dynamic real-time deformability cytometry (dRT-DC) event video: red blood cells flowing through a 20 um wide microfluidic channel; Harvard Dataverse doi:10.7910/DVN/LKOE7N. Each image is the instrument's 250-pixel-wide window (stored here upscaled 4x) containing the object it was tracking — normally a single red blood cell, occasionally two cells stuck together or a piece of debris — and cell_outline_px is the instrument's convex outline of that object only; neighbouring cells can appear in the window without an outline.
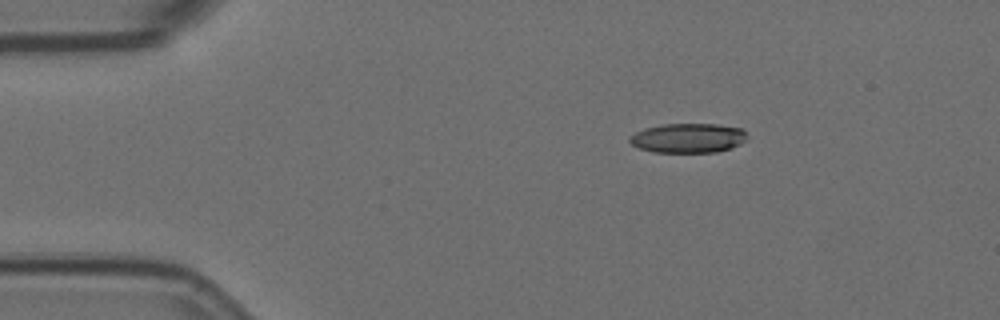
{"species": "Egyptian fruit bat (a non-hibernating species)", "species_latin": "Rousettus aegyptiacus", "temperature_condition": "room temperature", "stored_images_in_passage": 48, "camera_frame_rate_fps": 3000, "um_per_image_px": 0.085, "animal": {"sex": "female"}, "frame": {"image": 1, "passage_image": 1, "time_ms": 0.0, "image_size_px": [1000, 320], "cell_outline_px": [[748, 136], [740, 144], [732, 148], [716, 152], [652, 152], [640, 148], [632, 144], [628, 140], [628, 136], [644, 128], [664, 124], [716, 124], [744, 128]], "centroid_in_image_um": [58.5, 11.73], "position_along_channel_um": 26.5, "area_um2": 20.35}}
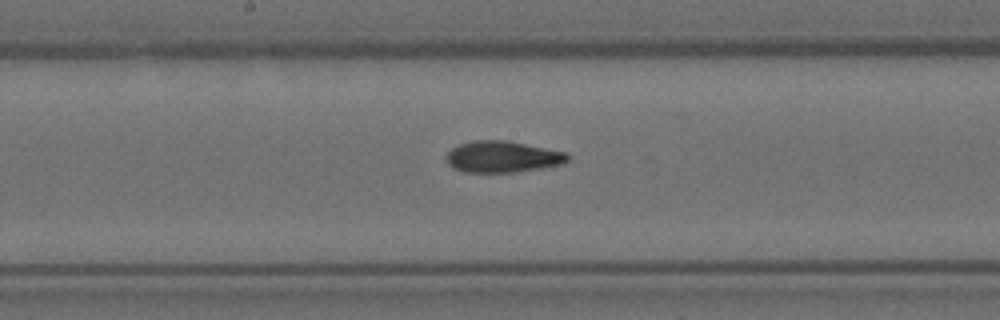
{"frame": {"image": 2, "passage_image": 21, "time_ms": 6.667, "image_size_px": [1000, 320], "cell_outline_px": [[568, 160], [564, 164], [516, 172], [464, 172], [452, 168], [448, 164], [444, 156], [452, 148], [460, 144], [472, 140], [504, 140], [564, 152], [568, 156]], "centroid_in_image_um": [42.65, 13.33], "position_along_channel_um": 205.6, "area_um2": 22.08}}
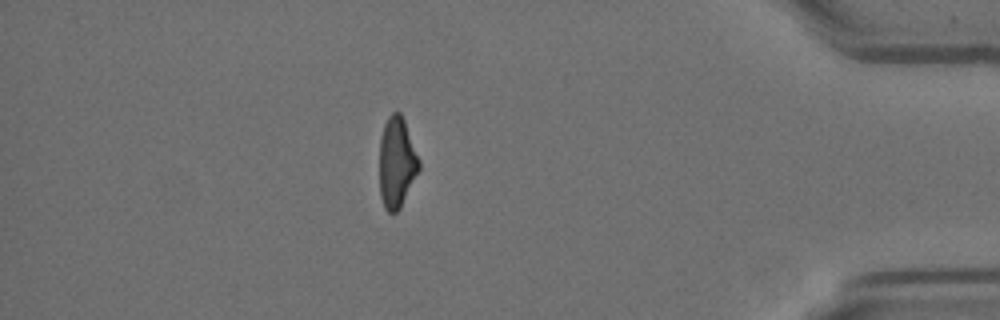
{"frame": {"image": 3, "passage_image": 41, "time_ms": 13.333, "image_size_px": [1000, 320], "cell_outline_px": [[420, 168], [400, 208], [396, 212], [388, 212], [384, 208], [380, 196], [380, 136], [384, 124], [388, 116], [392, 112], [400, 112], [404, 120], [420, 160]], "centroid_in_image_um": [33.71, 13.8], "position_along_channel_um": 401.5, "area_um2": 20.87}, "authors_computed_cell_mechanics": {"area_um2": 21.7906, "velocity_mm_per_s": 3.6027, "shape_relaxation_time_tau1_ms": 9.6106, "shape_relaxation_time_tau2_ms": 4.1505, "deformation_change_tau1": 0.2579, "deformation_change_tau2": 0.1252}}